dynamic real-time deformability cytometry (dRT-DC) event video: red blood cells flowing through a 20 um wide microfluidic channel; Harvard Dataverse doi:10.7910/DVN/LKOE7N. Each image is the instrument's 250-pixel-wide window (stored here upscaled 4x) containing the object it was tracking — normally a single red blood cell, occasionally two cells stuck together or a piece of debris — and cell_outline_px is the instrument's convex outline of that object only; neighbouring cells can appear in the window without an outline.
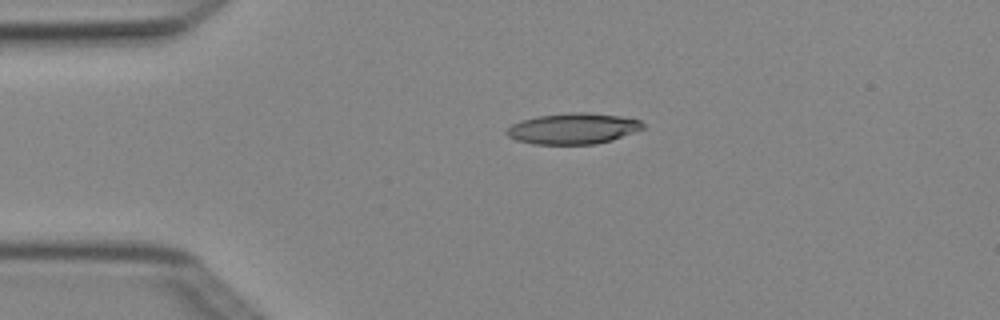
{"species": "Egyptian fruit bat (a non-hibernating species)", "species_latin": "Rousettus aegyptiacus", "temperature_condition": "cold", "stored_images_in_passage": 3, "camera_frame_rate_fps": 3000, "um_per_image_px": 0.085, "animal": {"sex": "female"}, "frame": {"image": 1, "passage_image": 3, "time_ms": 0.667, "image_size_px": [1000, 320], "cell_outline_px": [[644, 128], [612, 140], [596, 144], [532, 144], [516, 140], [508, 136], [504, 132], [512, 124], [520, 120], [536, 116], [568, 112], [584, 112], [620, 116], [640, 120], [644, 124]], "centroid_in_image_um": [48.68, 10.92], "position_along_channel_um": 36.3, "area_um2": 24.62}}